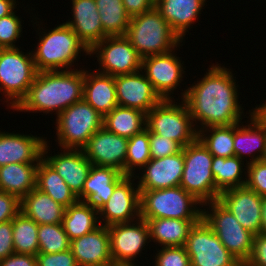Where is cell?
Listing matches in <instances>:
<instances>
[{
    "mask_svg": "<svg viewBox=\"0 0 266 266\" xmlns=\"http://www.w3.org/2000/svg\"><path fill=\"white\" fill-rule=\"evenodd\" d=\"M16 0H0V18L12 14L17 7Z\"/></svg>",
    "mask_w": 266,
    "mask_h": 266,
    "instance_id": "cell-50",
    "label": "cell"
},
{
    "mask_svg": "<svg viewBox=\"0 0 266 266\" xmlns=\"http://www.w3.org/2000/svg\"><path fill=\"white\" fill-rule=\"evenodd\" d=\"M21 212L20 199L0 191V223L13 220Z\"/></svg>",
    "mask_w": 266,
    "mask_h": 266,
    "instance_id": "cell-45",
    "label": "cell"
},
{
    "mask_svg": "<svg viewBox=\"0 0 266 266\" xmlns=\"http://www.w3.org/2000/svg\"><path fill=\"white\" fill-rule=\"evenodd\" d=\"M0 130V167L12 163H39L46 138Z\"/></svg>",
    "mask_w": 266,
    "mask_h": 266,
    "instance_id": "cell-22",
    "label": "cell"
},
{
    "mask_svg": "<svg viewBox=\"0 0 266 266\" xmlns=\"http://www.w3.org/2000/svg\"><path fill=\"white\" fill-rule=\"evenodd\" d=\"M60 149H83L90 137L103 127V116L84 99L61 112L56 118Z\"/></svg>",
    "mask_w": 266,
    "mask_h": 266,
    "instance_id": "cell-7",
    "label": "cell"
},
{
    "mask_svg": "<svg viewBox=\"0 0 266 266\" xmlns=\"http://www.w3.org/2000/svg\"><path fill=\"white\" fill-rule=\"evenodd\" d=\"M175 50L142 59L141 70L162 100L174 99L171 95L181 86L183 74L186 72L182 65L184 62L174 54Z\"/></svg>",
    "mask_w": 266,
    "mask_h": 266,
    "instance_id": "cell-13",
    "label": "cell"
},
{
    "mask_svg": "<svg viewBox=\"0 0 266 266\" xmlns=\"http://www.w3.org/2000/svg\"><path fill=\"white\" fill-rule=\"evenodd\" d=\"M109 266H139L136 263H128V262H111Z\"/></svg>",
    "mask_w": 266,
    "mask_h": 266,
    "instance_id": "cell-53",
    "label": "cell"
},
{
    "mask_svg": "<svg viewBox=\"0 0 266 266\" xmlns=\"http://www.w3.org/2000/svg\"><path fill=\"white\" fill-rule=\"evenodd\" d=\"M184 168L180 185L202 204L216 201L220 193L215 188L212 173L213 155L197 138L183 147Z\"/></svg>",
    "mask_w": 266,
    "mask_h": 266,
    "instance_id": "cell-6",
    "label": "cell"
},
{
    "mask_svg": "<svg viewBox=\"0 0 266 266\" xmlns=\"http://www.w3.org/2000/svg\"><path fill=\"white\" fill-rule=\"evenodd\" d=\"M154 258V266H191L190 257L184 246L161 247Z\"/></svg>",
    "mask_w": 266,
    "mask_h": 266,
    "instance_id": "cell-41",
    "label": "cell"
},
{
    "mask_svg": "<svg viewBox=\"0 0 266 266\" xmlns=\"http://www.w3.org/2000/svg\"><path fill=\"white\" fill-rule=\"evenodd\" d=\"M246 266H266V235L261 233L254 236L251 256Z\"/></svg>",
    "mask_w": 266,
    "mask_h": 266,
    "instance_id": "cell-46",
    "label": "cell"
},
{
    "mask_svg": "<svg viewBox=\"0 0 266 266\" xmlns=\"http://www.w3.org/2000/svg\"><path fill=\"white\" fill-rule=\"evenodd\" d=\"M207 71L181 93L197 130L241 123L244 108L238 99L239 86L233 73L219 64H213Z\"/></svg>",
    "mask_w": 266,
    "mask_h": 266,
    "instance_id": "cell-1",
    "label": "cell"
},
{
    "mask_svg": "<svg viewBox=\"0 0 266 266\" xmlns=\"http://www.w3.org/2000/svg\"><path fill=\"white\" fill-rule=\"evenodd\" d=\"M262 198L263 196L243 186L221 192L218 201L244 229L257 235L261 228Z\"/></svg>",
    "mask_w": 266,
    "mask_h": 266,
    "instance_id": "cell-16",
    "label": "cell"
},
{
    "mask_svg": "<svg viewBox=\"0 0 266 266\" xmlns=\"http://www.w3.org/2000/svg\"><path fill=\"white\" fill-rule=\"evenodd\" d=\"M37 266H78L70 249L58 253H38Z\"/></svg>",
    "mask_w": 266,
    "mask_h": 266,
    "instance_id": "cell-44",
    "label": "cell"
},
{
    "mask_svg": "<svg viewBox=\"0 0 266 266\" xmlns=\"http://www.w3.org/2000/svg\"><path fill=\"white\" fill-rule=\"evenodd\" d=\"M149 145V131L146 128L128 139L125 175L134 176L135 169L140 171L151 160Z\"/></svg>",
    "mask_w": 266,
    "mask_h": 266,
    "instance_id": "cell-38",
    "label": "cell"
},
{
    "mask_svg": "<svg viewBox=\"0 0 266 266\" xmlns=\"http://www.w3.org/2000/svg\"><path fill=\"white\" fill-rule=\"evenodd\" d=\"M184 168L183 148L180 152L157 159H151L141 169L143 172L135 174L140 191L165 189L180 185Z\"/></svg>",
    "mask_w": 266,
    "mask_h": 266,
    "instance_id": "cell-20",
    "label": "cell"
},
{
    "mask_svg": "<svg viewBox=\"0 0 266 266\" xmlns=\"http://www.w3.org/2000/svg\"><path fill=\"white\" fill-rule=\"evenodd\" d=\"M83 99L103 117L118 106L115 77L84 69Z\"/></svg>",
    "mask_w": 266,
    "mask_h": 266,
    "instance_id": "cell-26",
    "label": "cell"
},
{
    "mask_svg": "<svg viewBox=\"0 0 266 266\" xmlns=\"http://www.w3.org/2000/svg\"><path fill=\"white\" fill-rule=\"evenodd\" d=\"M84 69L38 72L27 95L14 108L19 112H55L57 116L83 99Z\"/></svg>",
    "mask_w": 266,
    "mask_h": 266,
    "instance_id": "cell-2",
    "label": "cell"
},
{
    "mask_svg": "<svg viewBox=\"0 0 266 266\" xmlns=\"http://www.w3.org/2000/svg\"><path fill=\"white\" fill-rule=\"evenodd\" d=\"M115 86L118 106L137 109L147 114L162 101L142 70L115 76Z\"/></svg>",
    "mask_w": 266,
    "mask_h": 266,
    "instance_id": "cell-18",
    "label": "cell"
},
{
    "mask_svg": "<svg viewBox=\"0 0 266 266\" xmlns=\"http://www.w3.org/2000/svg\"><path fill=\"white\" fill-rule=\"evenodd\" d=\"M127 143V138L102 127L90 137L82 150L92 165L113 167L125 175Z\"/></svg>",
    "mask_w": 266,
    "mask_h": 266,
    "instance_id": "cell-17",
    "label": "cell"
},
{
    "mask_svg": "<svg viewBox=\"0 0 266 266\" xmlns=\"http://www.w3.org/2000/svg\"><path fill=\"white\" fill-rule=\"evenodd\" d=\"M39 163H12L0 167V191L15 195L20 200L36 188Z\"/></svg>",
    "mask_w": 266,
    "mask_h": 266,
    "instance_id": "cell-30",
    "label": "cell"
},
{
    "mask_svg": "<svg viewBox=\"0 0 266 266\" xmlns=\"http://www.w3.org/2000/svg\"><path fill=\"white\" fill-rule=\"evenodd\" d=\"M125 176L116 168L92 165L82 193L77 197L78 201L87 202L99 210L107 203L116 185Z\"/></svg>",
    "mask_w": 266,
    "mask_h": 266,
    "instance_id": "cell-25",
    "label": "cell"
},
{
    "mask_svg": "<svg viewBox=\"0 0 266 266\" xmlns=\"http://www.w3.org/2000/svg\"><path fill=\"white\" fill-rule=\"evenodd\" d=\"M202 219L217 235L227 250L241 264L249 259L253 249L254 234L244 229L218 200L202 204ZM209 205V207H208ZM210 211H209V210ZM210 212V213H209Z\"/></svg>",
    "mask_w": 266,
    "mask_h": 266,
    "instance_id": "cell-10",
    "label": "cell"
},
{
    "mask_svg": "<svg viewBox=\"0 0 266 266\" xmlns=\"http://www.w3.org/2000/svg\"><path fill=\"white\" fill-rule=\"evenodd\" d=\"M13 246L17 254L39 253L38 224L20 212L13 220Z\"/></svg>",
    "mask_w": 266,
    "mask_h": 266,
    "instance_id": "cell-37",
    "label": "cell"
},
{
    "mask_svg": "<svg viewBox=\"0 0 266 266\" xmlns=\"http://www.w3.org/2000/svg\"><path fill=\"white\" fill-rule=\"evenodd\" d=\"M185 249L191 266H240L212 229L201 219L189 231Z\"/></svg>",
    "mask_w": 266,
    "mask_h": 266,
    "instance_id": "cell-11",
    "label": "cell"
},
{
    "mask_svg": "<svg viewBox=\"0 0 266 266\" xmlns=\"http://www.w3.org/2000/svg\"><path fill=\"white\" fill-rule=\"evenodd\" d=\"M36 188L64 207H69L78 201L61 176L43 158L36 170Z\"/></svg>",
    "mask_w": 266,
    "mask_h": 266,
    "instance_id": "cell-32",
    "label": "cell"
},
{
    "mask_svg": "<svg viewBox=\"0 0 266 266\" xmlns=\"http://www.w3.org/2000/svg\"><path fill=\"white\" fill-rule=\"evenodd\" d=\"M150 240L161 247L185 246L190 229L200 220L145 219Z\"/></svg>",
    "mask_w": 266,
    "mask_h": 266,
    "instance_id": "cell-29",
    "label": "cell"
},
{
    "mask_svg": "<svg viewBox=\"0 0 266 266\" xmlns=\"http://www.w3.org/2000/svg\"><path fill=\"white\" fill-rule=\"evenodd\" d=\"M106 36H126L130 15L122 0H95Z\"/></svg>",
    "mask_w": 266,
    "mask_h": 266,
    "instance_id": "cell-35",
    "label": "cell"
},
{
    "mask_svg": "<svg viewBox=\"0 0 266 266\" xmlns=\"http://www.w3.org/2000/svg\"><path fill=\"white\" fill-rule=\"evenodd\" d=\"M181 103L162 100L146 114V129L185 147L197 139L198 130L187 105L183 100Z\"/></svg>",
    "mask_w": 266,
    "mask_h": 266,
    "instance_id": "cell-9",
    "label": "cell"
},
{
    "mask_svg": "<svg viewBox=\"0 0 266 266\" xmlns=\"http://www.w3.org/2000/svg\"><path fill=\"white\" fill-rule=\"evenodd\" d=\"M103 127L129 139L146 128V114L137 109L116 106L103 117Z\"/></svg>",
    "mask_w": 266,
    "mask_h": 266,
    "instance_id": "cell-33",
    "label": "cell"
},
{
    "mask_svg": "<svg viewBox=\"0 0 266 266\" xmlns=\"http://www.w3.org/2000/svg\"><path fill=\"white\" fill-rule=\"evenodd\" d=\"M72 19L66 24L90 51L107 36L103 32L95 0H72Z\"/></svg>",
    "mask_w": 266,
    "mask_h": 266,
    "instance_id": "cell-24",
    "label": "cell"
},
{
    "mask_svg": "<svg viewBox=\"0 0 266 266\" xmlns=\"http://www.w3.org/2000/svg\"><path fill=\"white\" fill-rule=\"evenodd\" d=\"M199 207L202 208V203L181 186L140 191L142 219L201 220L202 209Z\"/></svg>",
    "mask_w": 266,
    "mask_h": 266,
    "instance_id": "cell-5",
    "label": "cell"
},
{
    "mask_svg": "<svg viewBox=\"0 0 266 266\" xmlns=\"http://www.w3.org/2000/svg\"><path fill=\"white\" fill-rule=\"evenodd\" d=\"M3 49H4V48L0 45V54H1V52H2Z\"/></svg>",
    "mask_w": 266,
    "mask_h": 266,
    "instance_id": "cell-55",
    "label": "cell"
},
{
    "mask_svg": "<svg viewBox=\"0 0 266 266\" xmlns=\"http://www.w3.org/2000/svg\"><path fill=\"white\" fill-rule=\"evenodd\" d=\"M49 147L46 141L43 146L42 158L61 176L74 195L78 197L82 193L92 163L81 149H62L63 152L48 156Z\"/></svg>",
    "mask_w": 266,
    "mask_h": 266,
    "instance_id": "cell-19",
    "label": "cell"
},
{
    "mask_svg": "<svg viewBox=\"0 0 266 266\" xmlns=\"http://www.w3.org/2000/svg\"><path fill=\"white\" fill-rule=\"evenodd\" d=\"M249 124L244 122L234 124V152L235 156L243 160L246 165L263 159L266 151V122L252 109L249 110ZM254 152V153H253ZM251 157L247 161V157ZM251 160V161H250Z\"/></svg>",
    "mask_w": 266,
    "mask_h": 266,
    "instance_id": "cell-21",
    "label": "cell"
},
{
    "mask_svg": "<svg viewBox=\"0 0 266 266\" xmlns=\"http://www.w3.org/2000/svg\"><path fill=\"white\" fill-rule=\"evenodd\" d=\"M62 225L70 241L82 237L100 226L98 210L87 202L77 201L66 207Z\"/></svg>",
    "mask_w": 266,
    "mask_h": 266,
    "instance_id": "cell-31",
    "label": "cell"
},
{
    "mask_svg": "<svg viewBox=\"0 0 266 266\" xmlns=\"http://www.w3.org/2000/svg\"><path fill=\"white\" fill-rule=\"evenodd\" d=\"M151 159L174 155L182 150V146L169 138L149 132Z\"/></svg>",
    "mask_w": 266,
    "mask_h": 266,
    "instance_id": "cell-43",
    "label": "cell"
},
{
    "mask_svg": "<svg viewBox=\"0 0 266 266\" xmlns=\"http://www.w3.org/2000/svg\"><path fill=\"white\" fill-rule=\"evenodd\" d=\"M254 111L266 122V102L262 105L259 104L254 108Z\"/></svg>",
    "mask_w": 266,
    "mask_h": 266,
    "instance_id": "cell-52",
    "label": "cell"
},
{
    "mask_svg": "<svg viewBox=\"0 0 266 266\" xmlns=\"http://www.w3.org/2000/svg\"><path fill=\"white\" fill-rule=\"evenodd\" d=\"M108 232L112 262L135 263L137 255H140L145 246L152 242L148 225L142 218L111 225L108 227Z\"/></svg>",
    "mask_w": 266,
    "mask_h": 266,
    "instance_id": "cell-15",
    "label": "cell"
},
{
    "mask_svg": "<svg viewBox=\"0 0 266 266\" xmlns=\"http://www.w3.org/2000/svg\"><path fill=\"white\" fill-rule=\"evenodd\" d=\"M94 54L100 73L115 77L141 70L142 58L126 36H107L89 51Z\"/></svg>",
    "mask_w": 266,
    "mask_h": 266,
    "instance_id": "cell-12",
    "label": "cell"
},
{
    "mask_svg": "<svg viewBox=\"0 0 266 266\" xmlns=\"http://www.w3.org/2000/svg\"><path fill=\"white\" fill-rule=\"evenodd\" d=\"M205 4L206 0H156L155 8L183 41Z\"/></svg>",
    "mask_w": 266,
    "mask_h": 266,
    "instance_id": "cell-27",
    "label": "cell"
},
{
    "mask_svg": "<svg viewBox=\"0 0 266 266\" xmlns=\"http://www.w3.org/2000/svg\"><path fill=\"white\" fill-rule=\"evenodd\" d=\"M197 138L213 156L224 158L235 156L233 146L234 124L200 129Z\"/></svg>",
    "mask_w": 266,
    "mask_h": 266,
    "instance_id": "cell-36",
    "label": "cell"
},
{
    "mask_svg": "<svg viewBox=\"0 0 266 266\" xmlns=\"http://www.w3.org/2000/svg\"><path fill=\"white\" fill-rule=\"evenodd\" d=\"M260 233L266 235V196L262 198V220Z\"/></svg>",
    "mask_w": 266,
    "mask_h": 266,
    "instance_id": "cell-51",
    "label": "cell"
},
{
    "mask_svg": "<svg viewBox=\"0 0 266 266\" xmlns=\"http://www.w3.org/2000/svg\"><path fill=\"white\" fill-rule=\"evenodd\" d=\"M14 252L12 220L0 223V260Z\"/></svg>",
    "mask_w": 266,
    "mask_h": 266,
    "instance_id": "cell-47",
    "label": "cell"
},
{
    "mask_svg": "<svg viewBox=\"0 0 266 266\" xmlns=\"http://www.w3.org/2000/svg\"><path fill=\"white\" fill-rule=\"evenodd\" d=\"M45 31L37 33L39 42L32 51L38 72L71 70L81 51L89 55L87 47L65 22Z\"/></svg>",
    "mask_w": 266,
    "mask_h": 266,
    "instance_id": "cell-3",
    "label": "cell"
},
{
    "mask_svg": "<svg viewBox=\"0 0 266 266\" xmlns=\"http://www.w3.org/2000/svg\"><path fill=\"white\" fill-rule=\"evenodd\" d=\"M262 160L266 162V151H265V155Z\"/></svg>",
    "mask_w": 266,
    "mask_h": 266,
    "instance_id": "cell-54",
    "label": "cell"
},
{
    "mask_svg": "<svg viewBox=\"0 0 266 266\" xmlns=\"http://www.w3.org/2000/svg\"><path fill=\"white\" fill-rule=\"evenodd\" d=\"M24 53L20 48H4L0 54V92L10 109L27 95L38 73L32 51Z\"/></svg>",
    "mask_w": 266,
    "mask_h": 266,
    "instance_id": "cell-8",
    "label": "cell"
},
{
    "mask_svg": "<svg viewBox=\"0 0 266 266\" xmlns=\"http://www.w3.org/2000/svg\"><path fill=\"white\" fill-rule=\"evenodd\" d=\"M39 253H58L70 249V240L62 224L38 226Z\"/></svg>",
    "mask_w": 266,
    "mask_h": 266,
    "instance_id": "cell-39",
    "label": "cell"
},
{
    "mask_svg": "<svg viewBox=\"0 0 266 266\" xmlns=\"http://www.w3.org/2000/svg\"><path fill=\"white\" fill-rule=\"evenodd\" d=\"M135 179V176L126 175L116 185L107 203L98 210L100 225L109 227L140 218V190Z\"/></svg>",
    "mask_w": 266,
    "mask_h": 266,
    "instance_id": "cell-14",
    "label": "cell"
},
{
    "mask_svg": "<svg viewBox=\"0 0 266 266\" xmlns=\"http://www.w3.org/2000/svg\"><path fill=\"white\" fill-rule=\"evenodd\" d=\"M21 212L36 224H62L65 209L49 195L35 188L20 200Z\"/></svg>",
    "mask_w": 266,
    "mask_h": 266,
    "instance_id": "cell-28",
    "label": "cell"
},
{
    "mask_svg": "<svg viewBox=\"0 0 266 266\" xmlns=\"http://www.w3.org/2000/svg\"><path fill=\"white\" fill-rule=\"evenodd\" d=\"M0 266H37V258L31 254L13 253L0 260Z\"/></svg>",
    "mask_w": 266,
    "mask_h": 266,
    "instance_id": "cell-49",
    "label": "cell"
},
{
    "mask_svg": "<svg viewBox=\"0 0 266 266\" xmlns=\"http://www.w3.org/2000/svg\"><path fill=\"white\" fill-rule=\"evenodd\" d=\"M245 186L260 196H266V162L263 160L247 164Z\"/></svg>",
    "mask_w": 266,
    "mask_h": 266,
    "instance_id": "cell-42",
    "label": "cell"
},
{
    "mask_svg": "<svg viewBox=\"0 0 266 266\" xmlns=\"http://www.w3.org/2000/svg\"><path fill=\"white\" fill-rule=\"evenodd\" d=\"M70 250L78 266H102L112 262L108 227L100 225L94 231L70 241Z\"/></svg>",
    "mask_w": 266,
    "mask_h": 266,
    "instance_id": "cell-23",
    "label": "cell"
},
{
    "mask_svg": "<svg viewBox=\"0 0 266 266\" xmlns=\"http://www.w3.org/2000/svg\"><path fill=\"white\" fill-rule=\"evenodd\" d=\"M130 17L147 12L155 7L156 0H122Z\"/></svg>",
    "mask_w": 266,
    "mask_h": 266,
    "instance_id": "cell-48",
    "label": "cell"
},
{
    "mask_svg": "<svg viewBox=\"0 0 266 266\" xmlns=\"http://www.w3.org/2000/svg\"><path fill=\"white\" fill-rule=\"evenodd\" d=\"M15 12L0 18V45L3 48H18L15 42L22 36L23 29L22 20Z\"/></svg>",
    "mask_w": 266,
    "mask_h": 266,
    "instance_id": "cell-40",
    "label": "cell"
},
{
    "mask_svg": "<svg viewBox=\"0 0 266 266\" xmlns=\"http://www.w3.org/2000/svg\"><path fill=\"white\" fill-rule=\"evenodd\" d=\"M126 37L142 59L171 52L183 42L155 7L131 17Z\"/></svg>",
    "mask_w": 266,
    "mask_h": 266,
    "instance_id": "cell-4",
    "label": "cell"
},
{
    "mask_svg": "<svg viewBox=\"0 0 266 266\" xmlns=\"http://www.w3.org/2000/svg\"><path fill=\"white\" fill-rule=\"evenodd\" d=\"M243 167L247 166L237 156L227 158L213 156L211 169L217 191L221 193L231 188L245 186L247 169Z\"/></svg>",
    "mask_w": 266,
    "mask_h": 266,
    "instance_id": "cell-34",
    "label": "cell"
}]
</instances>
